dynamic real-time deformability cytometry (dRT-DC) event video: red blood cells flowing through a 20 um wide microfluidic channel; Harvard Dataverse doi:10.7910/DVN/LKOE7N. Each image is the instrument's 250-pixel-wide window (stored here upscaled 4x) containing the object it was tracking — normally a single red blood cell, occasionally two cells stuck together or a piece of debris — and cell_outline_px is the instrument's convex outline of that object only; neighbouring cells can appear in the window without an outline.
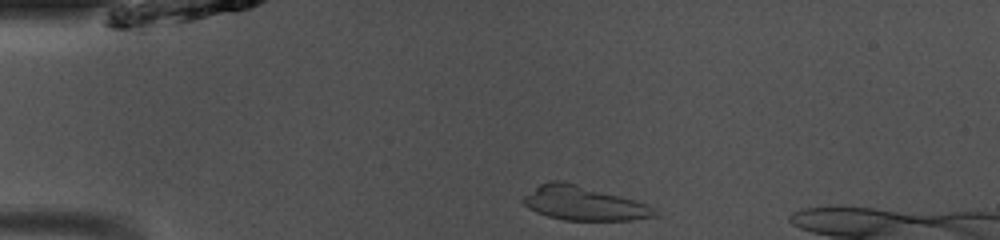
{"species": "common noctule bat (a hibernating species)", "species_latin": "Nyctalus noctula", "temperature_condition": "room temperature", "stored_images_in_passage": 35, "camera_frame_rate_fps": 3000, "um_per_image_px": 0.085, "animal": {"sex": "male", "body_mass_g": 13.0, "forearm_length_mm": 53.1}, "frame": {"image": 1, "passage_image": 1, "time_ms": 0.0, "image_size_px": [1000, 240], "cell_outline_px": [[660, 216], [632, 220], [564, 220], [548, 216], [536, 212], [528, 208], [520, 200], [524, 196], [540, 184], [552, 180], [564, 180], [620, 196], [644, 204], [652, 208]], "centroid_in_image_um": [49.56, 17.28], "position_along_channel_um": 35.4, "area_um2": 25.89}}
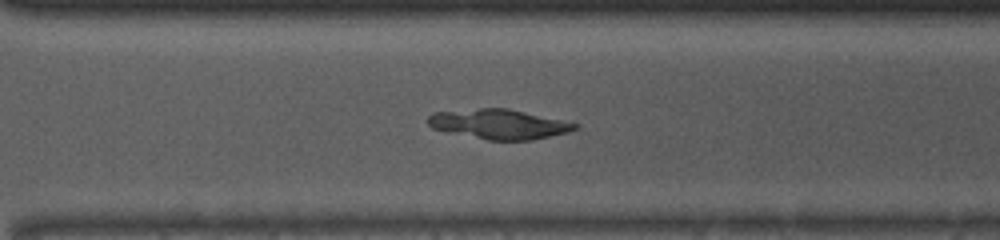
{"frame": {"image": 2, "passage_image": 25, "time_ms": 8.0, "image_size_px": [1000, 240], "cell_outline_px": [[580, 124], [576, 128], [568, 132], [532, 140], [488, 140], [448, 132], [432, 128], [428, 124], [428, 116], [432, 112], [480, 108], [508, 108]], "centroid_in_image_um": [42.39, 10.54], "position_along_channel_um": 328.2, "area_um2": 25.37}}
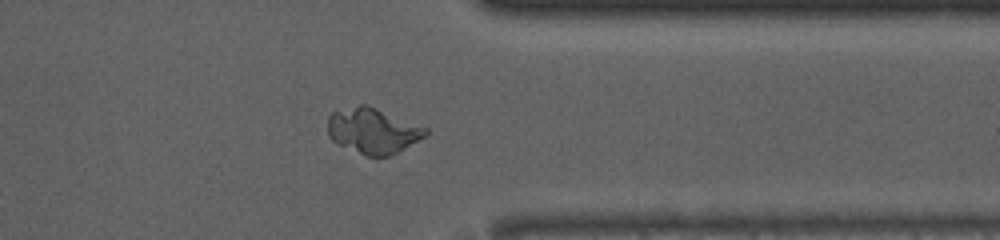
{"frame": {"image": 3, "passage_image": 29, "time_ms": 9.333, "image_size_px": [1000, 240], "cell_outline_px": [[428, 132], [424, 136], [404, 148], [388, 156], [376, 160], [336, 144], [328, 136], [328, 116], [332, 112], [360, 104], [368, 104], [428, 128]], "centroid_in_image_um": [31.66, 11.13], "position_along_channel_um": 379.7, "area_um2": 26.24}}